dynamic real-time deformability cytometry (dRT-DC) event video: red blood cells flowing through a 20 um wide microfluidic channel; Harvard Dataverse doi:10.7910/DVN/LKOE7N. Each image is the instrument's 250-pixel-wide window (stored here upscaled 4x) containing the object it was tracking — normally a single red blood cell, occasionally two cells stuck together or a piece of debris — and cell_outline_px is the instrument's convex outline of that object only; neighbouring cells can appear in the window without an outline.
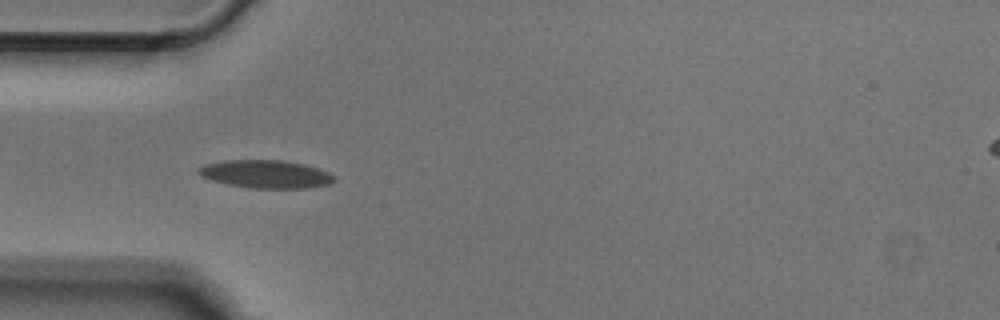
{"species": "Egyptian fruit bat (a non-hibernating species)", "species_latin": "Rousettus aegyptiacus", "temperature_condition": "cold", "stored_images_in_passage": 36, "camera_frame_rate_fps": 3000, "um_per_image_px": 0.085, "animal": {"sex": "male"}, "frame": {"image": 1, "passage_image": 1, "time_ms": 0.0, "image_size_px": [1000, 320], "cell_outline_px": [[336, 180], [328, 184], [304, 188], [256, 188], [228, 184], [212, 180], [200, 176], [196, 172], [196, 168], [204, 164], [224, 160], [284, 160], [304, 164], [328, 172], [336, 176]], "centroid_in_image_um": [22.56, 14.79], "position_along_channel_um": 62.4, "area_um2": 22.14}}
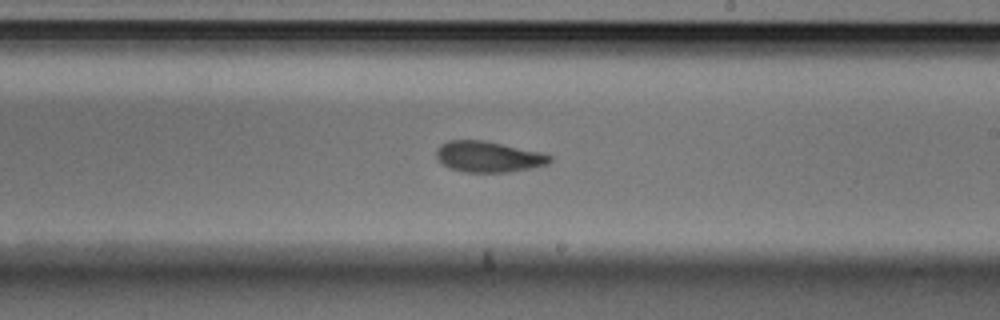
{"frame": {"image": 2, "passage_image": 15, "time_ms": 4.667, "image_size_px": [1000, 320], "cell_outline_px": [[552, 160], [548, 164], [532, 168], [508, 172], [464, 172], [448, 168], [436, 156], [436, 148], [440, 144], [448, 140], [484, 140], [540, 152], [552, 156]], "centroid_in_image_um": [41.5, 13.32], "position_along_channel_um": 247.5, "area_um2": 20.46}}
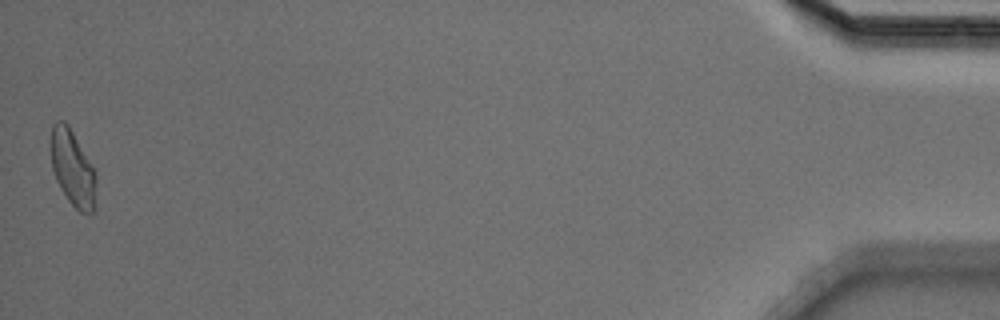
{"frame": {"image": 3, "passage_image": 36, "time_ms": 11.667, "image_size_px": [1000, 320], "cell_outline_px": [[96, 212], [88, 216], [80, 212], [68, 200], [60, 188], [56, 180], [52, 168], [48, 144], [52, 124], [56, 120], [64, 120], [68, 124], [96, 172]], "centroid_in_image_um": [6.16, 14.31], "position_along_channel_um": 429.0, "area_um2": 20.87}}